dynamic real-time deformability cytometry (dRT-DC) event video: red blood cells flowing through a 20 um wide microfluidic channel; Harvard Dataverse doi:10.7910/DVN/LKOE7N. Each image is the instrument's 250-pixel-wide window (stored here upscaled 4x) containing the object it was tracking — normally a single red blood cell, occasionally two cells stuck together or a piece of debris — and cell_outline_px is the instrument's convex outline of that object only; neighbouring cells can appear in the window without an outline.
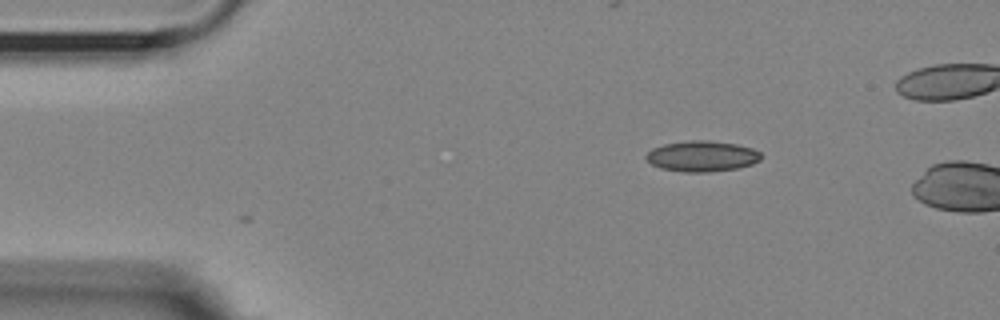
{"species": "Egyptian fruit bat (a non-hibernating species)", "species_latin": "Rousettus aegyptiacus", "temperature_condition": "room temperature", "stored_images_in_passage": 2, "camera_frame_rate_fps": 3000, "um_per_image_px": 0.085, "animal": {"sex": "female"}, "frame": {"image": 1, "passage_image": 1, "time_ms": 0.0, "image_size_px": [1000, 320], "cell_outline_px": [[764, 156], [760, 160], [752, 164], [736, 168], [712, 172], [684, 172], [660, 168], [652, 164], [644, 156], [652, 148], [664, 144], [688, 140], [708, 140], [736, 144], [752, 148], [760, 152]], "centroid_in_image_um": [59.68, 13.27], "position_along_channel_um": 25.3, "area_um2": 20.69}}